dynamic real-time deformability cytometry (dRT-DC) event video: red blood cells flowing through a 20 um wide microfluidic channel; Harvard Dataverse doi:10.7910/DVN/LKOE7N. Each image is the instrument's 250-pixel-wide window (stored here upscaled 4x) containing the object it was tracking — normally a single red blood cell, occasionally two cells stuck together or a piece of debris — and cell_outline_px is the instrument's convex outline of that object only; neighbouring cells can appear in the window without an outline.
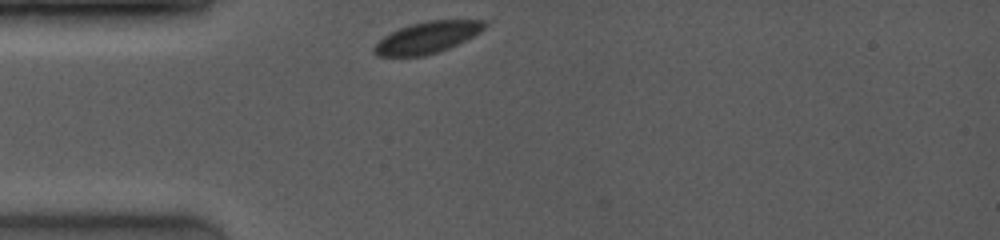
{"species": "common noctule bat (a hibernating species)", "species_latin": "Nyctalus noctula", "temperature_condition": "room temperature", "stored_images_in_passage": 40, "camera_frame_rate_fps": 4000, "um_per_image_px": 0.085, "animal": {"sex": "female", "body_mass_g": 19.0, "forearm_length_mm": 53.3}, "frame": {"image": 1, "passage_image": 1, "time_ms": 0.0, "image_size_px": [1000, 240], "cell_outline_px": [[484, 28], [480, 32], [440, 52], [424, 56], [376, 56], [372, 52], [372, 48], [384, 36], [400, 28], [412, 24], [428, 20], [484, 20]], "centroid_in_image_um": [36.27, 3.2], "position_along_channel_um": 48.7, "area_um2": 20.0}}
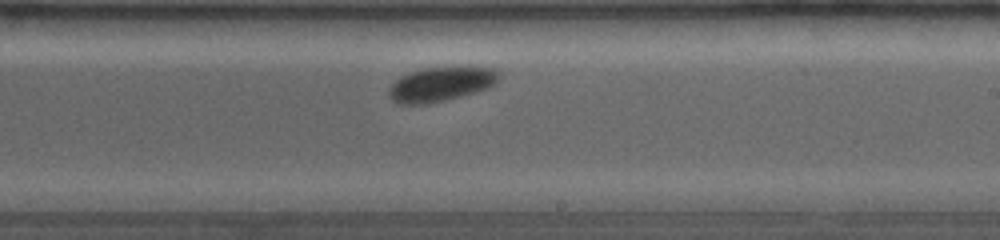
{"frame": {"image": 2, "passage_image": 23, "time_ms": 5.5, "image_size_px": [1000, 240], "cell_outline_px": [[500, 76], [496, 84], [488, 88], [476, 92], [428, 104], [396, 104], [392, 100], [388, 92], [388, 88], [400, 76], [408, 72], [424, 68], [492, 68], [500, 72]], "centroid_in_image_um": [37.45, 7.17], "position_along_channel_um": 251.6, "area_um2": 21.91}}
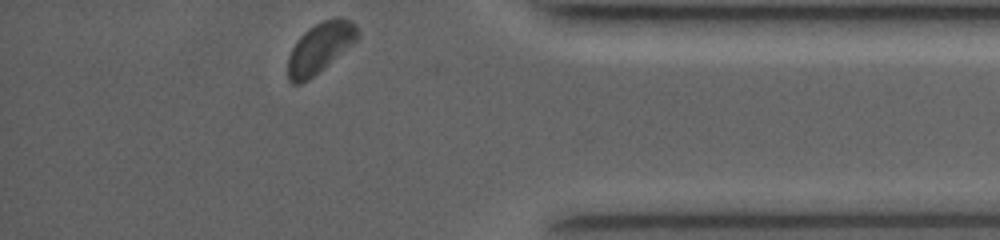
{"frame": {"image": 3, "passage_image": 40, "time_ms": 9.75, "image_size_px": [1000, 240], "cell_outline_px": [[360, 36], [352, 44], [308, 80], [300, 84], [292, 84], [288, 80], [288, 56], [292, 48], [300, 36], [308, 28], [324, 20], [336, 16], [340, 16], [356, 24], [360, 32]], "centroid_in_image_um": [27.2, 4.04], "position_along_channel_um": 408.0, "area_um2": 20.29}, "authors_computed_cell_mechanics": {"area_um2": 21.1837, "velocity_mm_per_s": 3.9406, "shape_relaxation_time_tau1_ms": 0.5913, "shape_relaxation_time_tau2_ms": null, "deformation_change_tau1": 0.0546, "deformation_change_tau2": null}}